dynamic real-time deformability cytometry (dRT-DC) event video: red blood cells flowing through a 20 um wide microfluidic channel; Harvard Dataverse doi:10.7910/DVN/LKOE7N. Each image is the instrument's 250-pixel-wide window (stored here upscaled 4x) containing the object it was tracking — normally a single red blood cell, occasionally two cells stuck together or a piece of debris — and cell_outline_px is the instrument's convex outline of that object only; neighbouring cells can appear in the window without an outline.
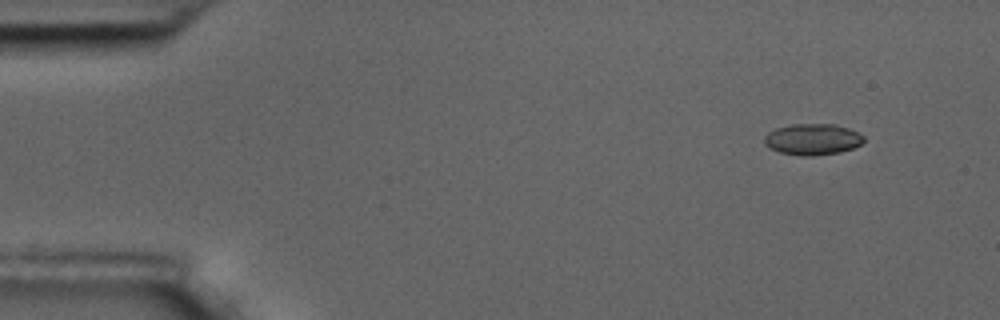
{"species": "common noctule bat (a hibernating species)", "species_latin": "Nyctalus noctula", "temperature_condition": "room temperature", "stored_images_in_passage": 14, "camera_frame_rate_fps": 3000, "um_per_image_px": 0.085, "animal": {"sex": "male", "body_mass_g": 17.5, "forearm_length_mm": 52.3}, "frame": {"image": 1, "passage_image": 1, "time_ms": 0.0, "image_size_px": [1000, 320], "cell_outline_px": [[864, 140], [860, 144], [852, 148], [840, 152], [812, 156], [800, 156], [780, 152], [768, 148], [764, 144], [764, 136], [768, 132], [776, 128], [792, 124], [836, 124], [860, 132], [864, 136]], "centroid_in_image_um": [69.06, 11.84], "position_along_channel_um": 15.9, "area_um2": 18.26}}
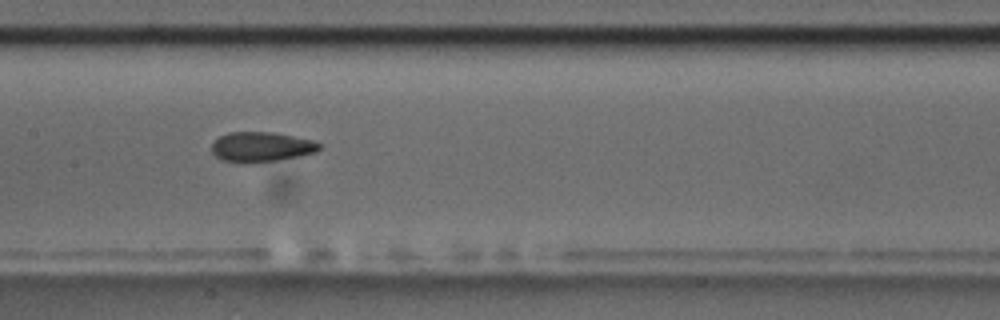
{"frame": {"image": 2, "passage_image": 7, "time_ms": 2.0, "image_size_px": [1000, 320], "cell_outline_px": [[320, 148], [316, 152], [300, 156], [276, 160], [244, 164], [240, 164], [220, 160], [212, 152], [212, 144], [220, 136], [228, 132], [268, 132], [292, 136], [312, 140], [320, 144]], "centroid_in_image_um": [22.16, 12.51], "position_along_channel_um": 185.2, "area_um2": 18.79}}
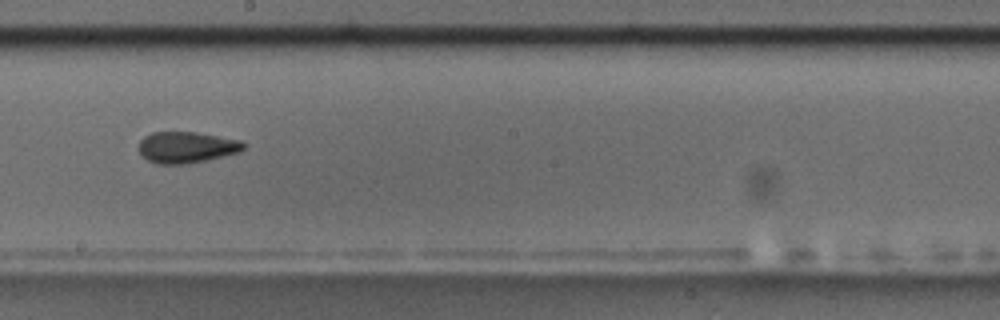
{"frame": {"image": 3, "passage_image": 8, "time_ms": 2.333, "image_size_px": [1000, 320], "cell_outline_px": [[248, 144], [240, 152], [208, 160], [188, 164], [156, 164], [148, 160], [140, 152], [140, 140], [144, 136], [152, 132], [196, 132], [240, 140]], "centroid_in_image_um": [15.89, 12.52], "position_along_channel_um": 232.3, "area_um2": 19.19}}